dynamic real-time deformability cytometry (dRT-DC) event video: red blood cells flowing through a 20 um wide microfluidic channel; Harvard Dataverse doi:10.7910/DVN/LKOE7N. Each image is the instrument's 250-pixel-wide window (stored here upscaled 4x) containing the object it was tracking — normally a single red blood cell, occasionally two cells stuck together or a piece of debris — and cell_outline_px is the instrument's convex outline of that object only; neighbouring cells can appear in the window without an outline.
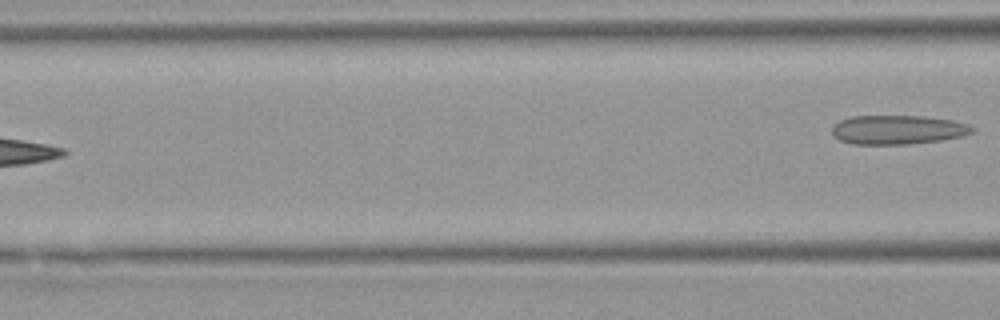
{"species": "Egyptian fruit bat (a non-hibernating species)", "species_latin": "Rousettus aegyptiacus", "temperature_condition": "warm", "stored_images_in_passage": 6, "camera_frame_rate_fps": 3000, "um_per_image_px": 0.085, "animal": {"sex": "female"}, "frame": {"image": 1, "passage_image": 6, "time_ms": 6.333, "image_size_px": [1000, 320], "cell_outline_px": [[976, 132], [964, 136], [940, 140], [908, 144], [852, 144], [840, 140], [832, 132], [832, 128], [840, 120], [852, 116], [924, 116], [952, 120], [968, 124], [976, 128]], "centroid_in_image_um": [76.37, 11.02], "position_along_channel_um": 90.2, "area_um2": 23.81}}